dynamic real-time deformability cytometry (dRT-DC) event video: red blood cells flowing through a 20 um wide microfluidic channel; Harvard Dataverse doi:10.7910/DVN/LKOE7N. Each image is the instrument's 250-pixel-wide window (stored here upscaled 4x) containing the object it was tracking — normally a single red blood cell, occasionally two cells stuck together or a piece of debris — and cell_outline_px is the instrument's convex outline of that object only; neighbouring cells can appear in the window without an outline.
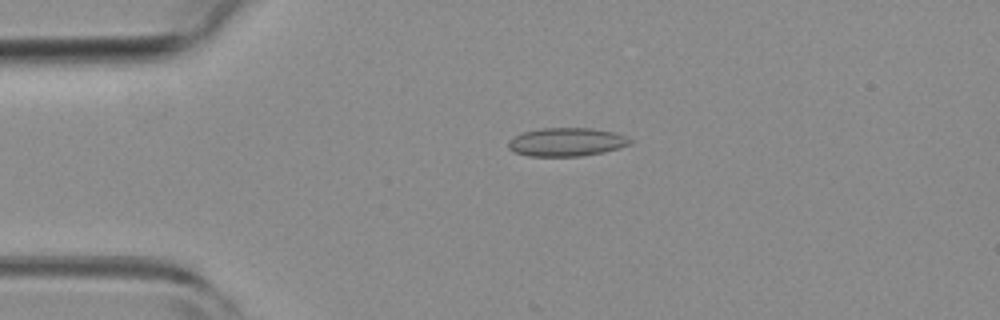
{"species": "common noctule bat (a hibernating species)", "species_latin": "Nyctalus noctula", "temperature_condition": "room temperature", "stored_images_in_passage": 23, "camera_frame_rate_fps": 3000, "um_per_image_px": 0.085, "animal": {"sex": "female", "body_mass_g": 19.3, "forearm_length_mm": 54.1}, "frame": {"image": 1, "passage_image": 11, "time_ms": 3.333, "image_size_px": [1000, 320], "cell_outline_px": [[632, 144], [604, 152], [580, 156], [528, 156], [512, 152], [508, 148], [508, 140], [520, 132], [540, 128], [592, 128], [612, 132], [624, 136], [632, 140]], "centroid_in_image_um": [48.09, 12.07], "position_along_channel_um": 36.9, "area_um2": 20.35}}
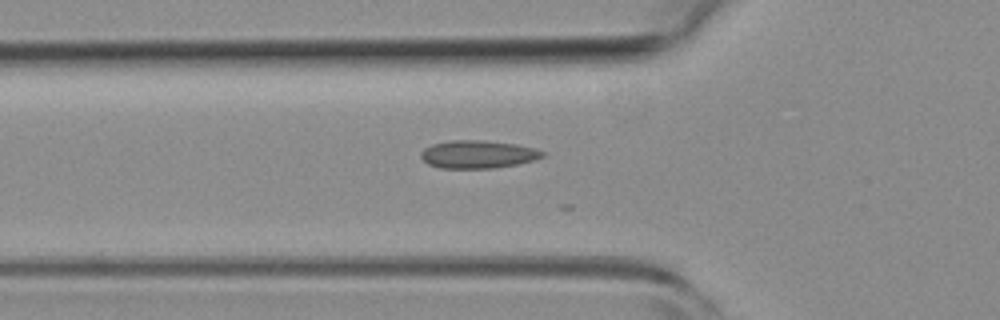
{"frame": {"image": 2, "passage_image": 17, "time_ms": 5.333, "image_size_px": [1000, 320], "cell_outline_px": [[548, 152], [544, 156], [532, 160], [516, 164], [492, 168], [440, 168], [428, 164], [420, 156], [420, 152], [424, 148], [432, 144], [452, 140], [484, 140], [516, 144]], "centroid_in_image_um": [40.6, 13.11], "position_along_channel_um": 85.2, "area_um2": 19.71}}
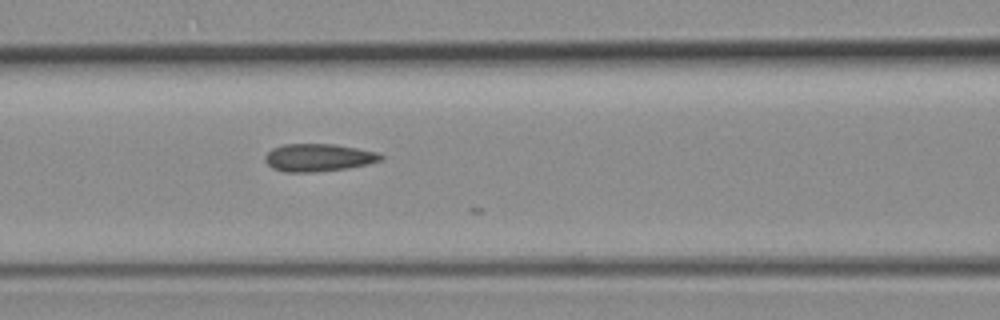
{"frame": {"image": 3, "passage_image": 21, "time_ms": 6.667, "image_size_px": [1000, 320], "cell_outline_px": [[384, 160], [368, 164], [348, 168], [316, 172], [284, 172], [272, 168], [264, 160], [264, 156], [272, 148], [284, 144], [336, 144], [380, 152], [384, 156]], "centroid_in_image_um": [27.1, 13.39], "position_along_channel_um": 139.5, "area_um2": 18.96}}